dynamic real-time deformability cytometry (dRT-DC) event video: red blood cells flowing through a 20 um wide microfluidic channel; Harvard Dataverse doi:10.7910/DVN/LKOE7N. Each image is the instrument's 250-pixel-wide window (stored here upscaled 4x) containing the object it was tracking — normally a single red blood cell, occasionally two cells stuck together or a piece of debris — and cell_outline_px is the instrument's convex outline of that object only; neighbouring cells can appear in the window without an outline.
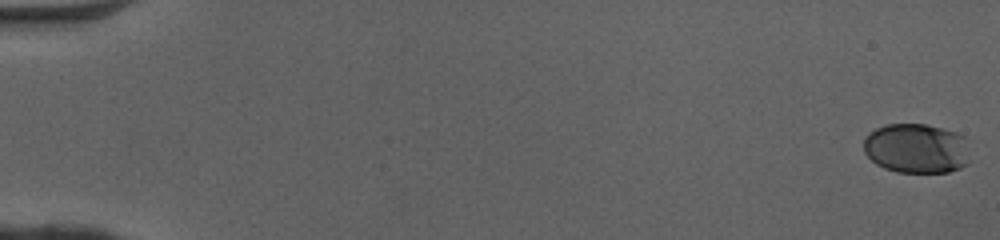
{"species": "human", "species_latin": "Homo sapiens", "temperature_condition": "cold", "stored_images_in_passage": 51, "camera_frame_rate_fps": 3000, "um_per_image_px": 0.085, "donor": {"sex": "female"}, "frame": {"image": 1, "passage_image": 1, "time_ms": 0.0, "image_size_px": [1000, 240], "cell_outline_px": [[968, 164], [960, 168], [948, 172], [896, 172], [884, 168], [876, 164], [864, 152], [864, 136], [868, 132], [876, 128], [888, 124], [924, 124], [956, 132], [964, 136]], "centroid_in_image_um": [77.85, 12.61], "position_along_channel_um": 7.2, "area_um2": 30.75}}
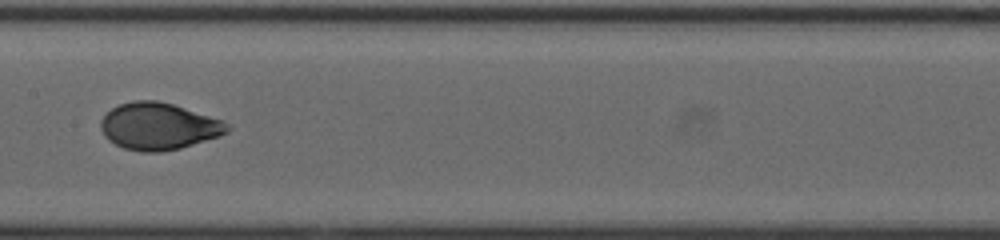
{"frame": {"image": 2, "passage_image": 28, "time_ms": 9.0, "image_size_px": [1000, 240], "cell_outline_px": [[232, 128], [228, 132], [220, 136], [180, 148], [160, 152], [140, 152], [124, 148], [108, 140], [104, 136], [100, 128], [100, 120], [112, 108], [120, 104], [132, 100], [156, 100], [172, 104], [224, 120]], "centroid_in_image_um": [13.49, 10.73], "position_along_channel_um": 193.9, "area_um2": 34.74}}
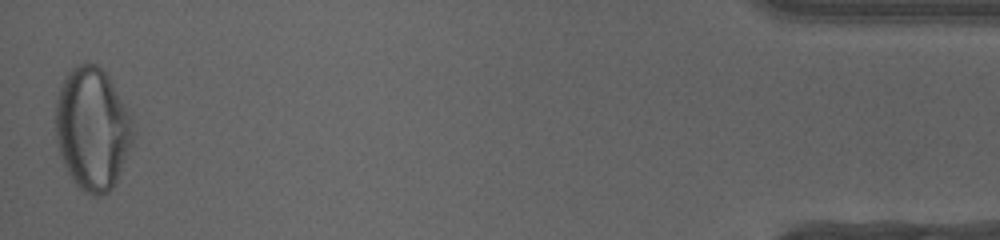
{"frame": {"image": 3, "passage_image": 51, "time_ms": 16.667, "image_size_px": [1000, 240], "cell_outline_px": [[136, 132], [132, 144], [116, 180], [112, 188], [108, 192], [100, 196], [96, 196], [84, 192], [72, 180], [60, 156], [56, 136], [56, 100], [60, 88], [68, 72], [76, 64], [96, 64], [104, 68], [132, 120]], "centroid_in_image_um": [7.85, 10.95], "position_along_channel_um": 427.3, "area_um2": 55.14}, "authors_computed_cell_mechanics": {"area_um2": 34.0442, "velocity_mm_per_s": 4.1019, "shape_relaxation_time_tau1_ms": 4.1237, "shape_relaxation_time_tau2_ms": null, "deformation_change_tau1": 0.1771, "deformation_change_tau2": null}}